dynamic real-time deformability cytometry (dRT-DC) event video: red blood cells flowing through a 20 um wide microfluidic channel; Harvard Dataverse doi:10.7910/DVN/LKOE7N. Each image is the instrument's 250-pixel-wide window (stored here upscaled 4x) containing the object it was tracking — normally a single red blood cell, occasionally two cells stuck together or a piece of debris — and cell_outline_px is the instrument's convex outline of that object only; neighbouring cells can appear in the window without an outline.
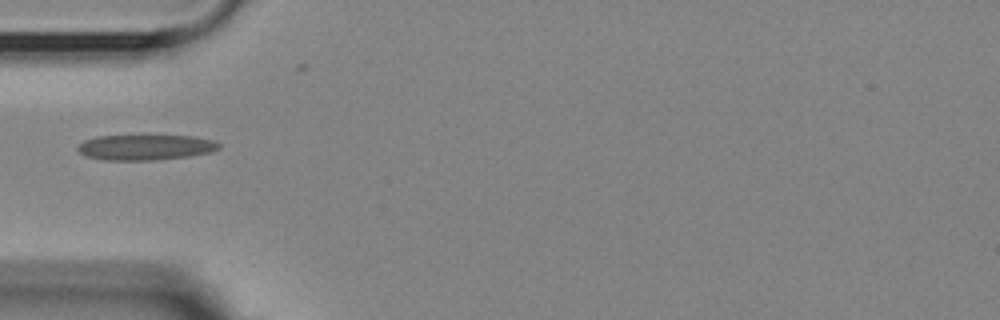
{"species": "Egyptian fruit bat (a non-hibernating species)", "species_latin": "Rousettus aegyptiacus", "temperature_condition": "room temperature", "stored_images_in_passage": 6, "camera_frame_rate_fps": 3000, "um_per_image_px": 0.085, "animal": {"sex": "female"}, "frame": {"image": 1, "passage_image": 1, "time_ms": 0.0, "image_size_px": [1000, 320], "cell_outline_px": [[220, 148], [208, 152], [188, 156], [152, 160], [104, 160], [88, 156], [80, 152], [76, 148], [84, 140], [96, 136], [140, 132], [192, 136], [216, 140], [220, 144]], "centroid_in_image_um": [12.35, 12.45], "position_along_channel_um": 72.6, "area_um2": 22.08}}
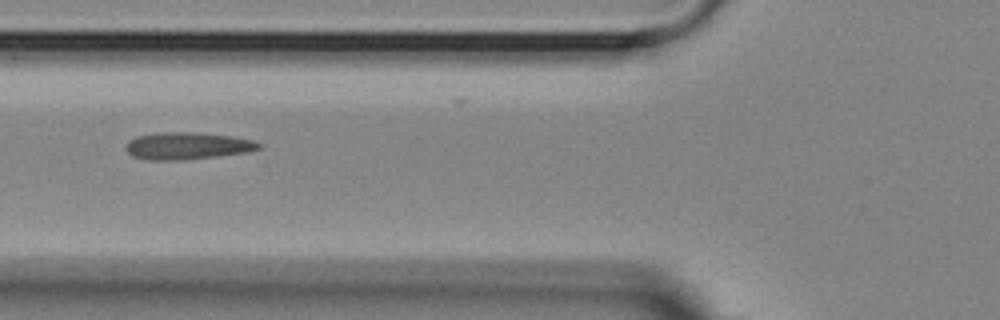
{"frame": {"image": 2, "passage_image": 4, "time_ms": 1.0, "image_size_px": [1000, 320], "cell_outline_px": [[264, 144], [260, 148], [248, 152], [216, 156], [180, 160], [148, 160], [132, 156], [124, 148], [124, 144], [128, 140], [136, 136], [156, 132], [196, 132], [232, 136], [256, 140]], "centroid_in_image_um": [15.91, 12.38], "position_along_channel_um": 109.9, "area_um2": 21.39}}